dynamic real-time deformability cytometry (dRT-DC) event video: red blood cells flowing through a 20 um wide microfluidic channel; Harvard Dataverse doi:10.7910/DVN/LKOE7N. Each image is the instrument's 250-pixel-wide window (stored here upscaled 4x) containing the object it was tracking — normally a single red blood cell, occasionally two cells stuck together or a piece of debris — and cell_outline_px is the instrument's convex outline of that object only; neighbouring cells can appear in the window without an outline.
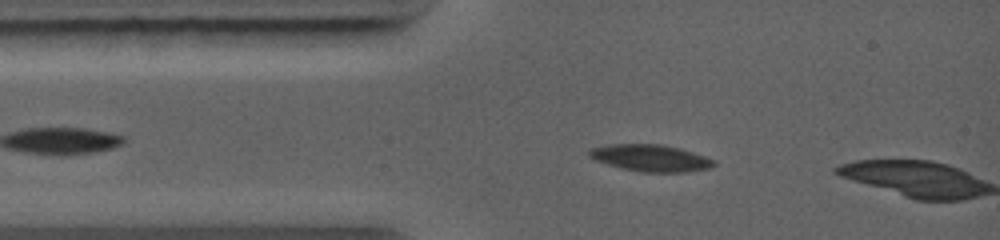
{"species": "common noctule bat (a hibernating species)", "species_latin": "Nyctalus noctula", "temperature_condition": "warm", "stored_images_in_passage": 4, "camera_frame_rate_fps": 5000, "um_per_image_px": 0.085, "animal": {"sex": "female", "body_mass_g": 19.0, "forearm_length_mm": 56.7}, "frame": {"image": 1, "passage_image": 3, "time_ms": 1.0, "image_size_px": [1000, 240], "cell_outline_px": [[716, 164], [712, 168], [688, 172], [640, 172], [620, 168], [596, 160], [588, 156], [588, 152], [592, 148], [608, 144], [660, 144], [680, 148], [716, 160]], "centroid_in_image_um": [55.33, 13.44], "position_along_channel_um": 29.7, "area_um2": 19.59}}